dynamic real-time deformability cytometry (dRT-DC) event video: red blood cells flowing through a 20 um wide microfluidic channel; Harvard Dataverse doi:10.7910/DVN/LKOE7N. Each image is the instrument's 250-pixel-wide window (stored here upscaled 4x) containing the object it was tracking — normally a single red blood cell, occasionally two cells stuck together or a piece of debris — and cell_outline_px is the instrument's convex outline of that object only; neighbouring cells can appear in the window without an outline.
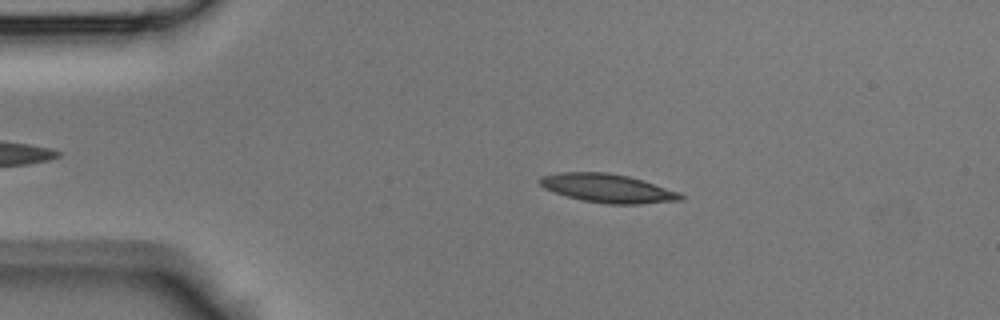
{"species": "Egyptian fruit bat (a non-hibernating species)", "species_latin": "Rousettus aegyptiacus", "temperature_condition": "room temperature", "stored_images_in_passage": 43, "camera_frame_rate_fps": 3000, "um_per_image_px": 0.085, "animal": {"sex": "male"}, "frame": {"image": 1, "passage_image": 9, "time_ms": 2.667, "image_size_px": [1000, 320], "cell_outline_px": [[684, 200], [640, 204], [608, 204], [584, 200], [568, 196], [544, 188], [536, 180], [540, 176], [560, 172], [608, 172], [628, 176], [644, 180], [680, 192], [684, 196]], "centroid_in_image_um": [51.68, 15.99], "position_along_channel_um": 33.3, "area_um2": 23.58}}
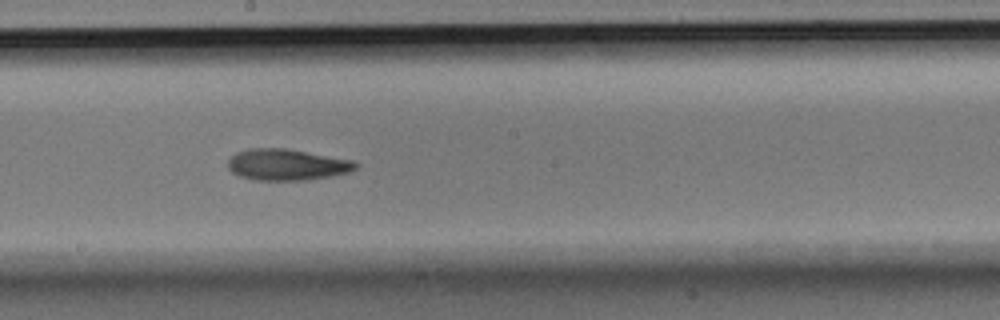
{"frame": {"image": 2, "passage_image": 24, "time_ms": 7.667, "image_size_px": [1000, 320], "cell_outline_px": [[360, 164], [356, 168], [348, 172], [332, 176], [308, 180], [256, 180], [240, 176], [232, 172], [228, 168], [228, 160], [236, 152], [248, 148], [284, 148], [352, 160]], "centroid_in_image_um": [24.37, 14.0], "position_along_channel_um": 223.8, "area_um2": 23.24}}
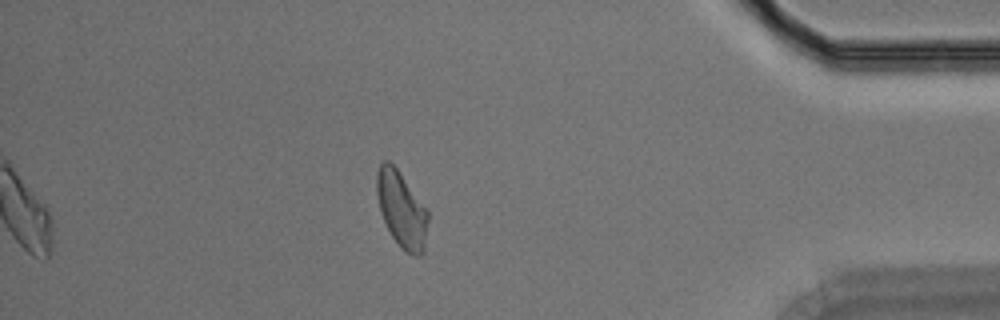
{"frame": {"image": 3, "passage_image": 38, "time_ms": 12.333, "image_size_px": [1000, 320], "cell_outline_px": [[428, 220], [424, 252], [420, 256], [412, 256], [404, 252], [400, 248], [392, 236], [380, 212], [376, 192], [376, 172], [380, 164], [384, 160], [388, 160], [396, 168], [428, 208]], "centroid_in_image_um": [34.14, 17.83], "position_along_channel_um": 401.1, "area_um2": 23.0}}